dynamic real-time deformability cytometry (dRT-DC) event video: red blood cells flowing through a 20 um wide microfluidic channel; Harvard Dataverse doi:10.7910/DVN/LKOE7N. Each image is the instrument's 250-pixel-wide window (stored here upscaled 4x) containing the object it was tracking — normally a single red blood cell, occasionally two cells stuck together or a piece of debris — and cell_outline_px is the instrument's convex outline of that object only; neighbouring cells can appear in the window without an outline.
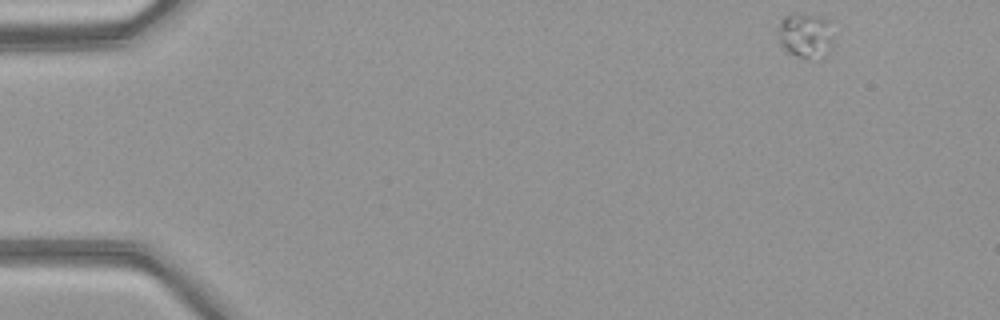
{"species": "common noctule bat (a hibernating species)", "species_latin": "Nyctalus noctula", "temperature_condition": "warm", "stored_images_in_passage": 48, "camera_frame_rate_fps": 3000, "um_per_image_px": 0.085, "animal": {"sex": "female", "body_mass_g": 21.9}, "frame": {"image": 1, "passage_image": 1, "time_ms": 0.0, "image_size_px": [1000, 320], "cell_outline_px": [[832, 44], [824, 56], [796, 56], [788, 52], [780, 44], [780, 20], [784, 16], [820, 16], [828, 20], [832, 36]], "centroid_in_image_um": [68.48, 3.02], "position_along_channel_um": 16.5, "area_um2": 13.58}}
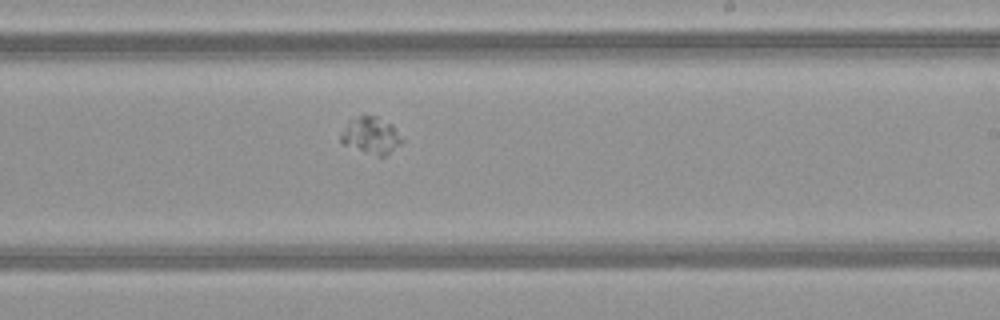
{"frame": {"image": 2, "passage_image": 28, "time_ms": 9.0, "image_size_px": [1000, 320], "cell_outline_px": [[404, 140], [400, 144], [384, 156], [376, 156], [340, 144], [340, 136], [348, 120], [364, 112], [376, 116], [392, 124]], "centroid_in_image_um": [31.49, 11.48], "position_along_channel_um": 257.5, "area_um2": 13.47}}
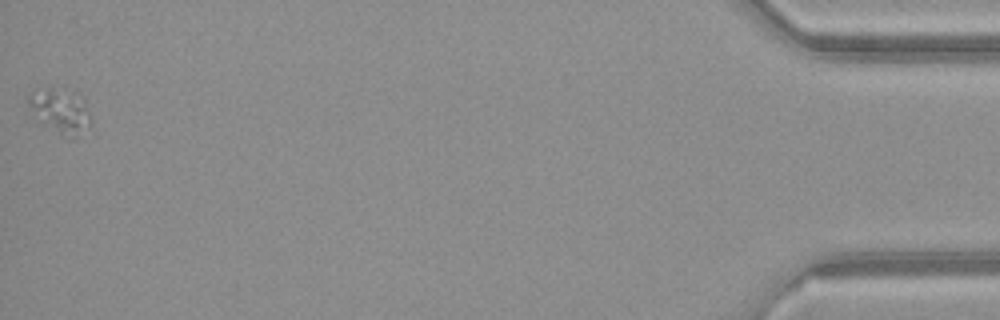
{"frame": {"image": 3, "passage_image": 48, "time_ms": 15.667, "image_size_px": [1000, 320], "cell_outline_px": [[92, 128], [76, 136], [60, 132], [32, 108], [28, 104], [28, 92], [64, 84], [84, 96], [92, 120]], "centroid_in_image_um": [5.29, 9.25], "position_along_channel_um": 429.9, "area_um2": 15.95}, "authors_computed_cell_mechanics": {"area_um2": 13.2073, "velocity_mm_per_s": 4.0266, "shape_relaxation_time_tau1_ms": 1.3218, "shape_relaxation_time_tau2_ms": null, "deformation_change_tau1": null, "deformation_change_tau2": null}}